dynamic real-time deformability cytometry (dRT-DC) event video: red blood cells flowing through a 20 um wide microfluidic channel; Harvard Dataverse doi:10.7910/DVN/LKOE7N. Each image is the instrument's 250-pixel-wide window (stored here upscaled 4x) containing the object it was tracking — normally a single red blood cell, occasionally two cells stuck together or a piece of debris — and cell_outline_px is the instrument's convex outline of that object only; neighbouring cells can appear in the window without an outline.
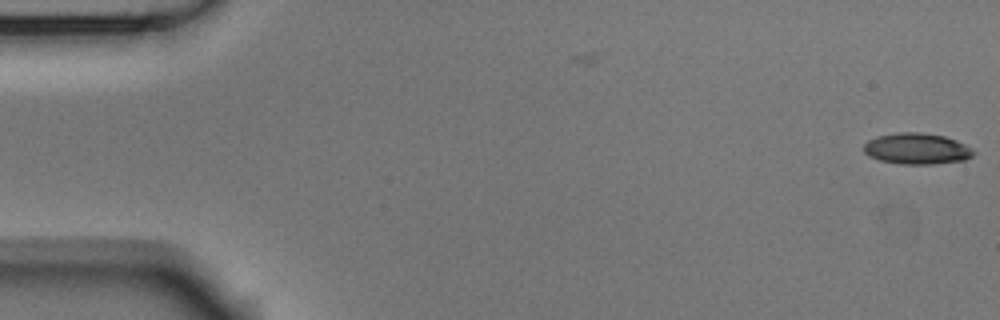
{"species": "Egyptian fruit bat (a non-hibernating species)", "species_latin": "Rousettus aegyptiacus", "temperature_condition": "room temperature", "stored_images_in_passage": 3, "camera_frame_rate_fps": 3000, "um_per_image_px": 0.085, "animal": {"sex": "male"}, "frame": {"image": 1, "passage_image": 3, "time_ms": 0.667, "image_size_px": [1000, 320], "cell_outline_px": [[976, 152], [972, 156], [964, 160], [932, 164], [900, 164], [880, 160], [868, 156], [864, 152], [864, 144], [868, 140], [876, 136], [896, 132], [920, 132], [944, 136], [956, 140], [972, 148]], "centroid_in_image_um": [77.92, 12.63], "position_along_channel_um": 7.1, "area_um2": 20.0}}